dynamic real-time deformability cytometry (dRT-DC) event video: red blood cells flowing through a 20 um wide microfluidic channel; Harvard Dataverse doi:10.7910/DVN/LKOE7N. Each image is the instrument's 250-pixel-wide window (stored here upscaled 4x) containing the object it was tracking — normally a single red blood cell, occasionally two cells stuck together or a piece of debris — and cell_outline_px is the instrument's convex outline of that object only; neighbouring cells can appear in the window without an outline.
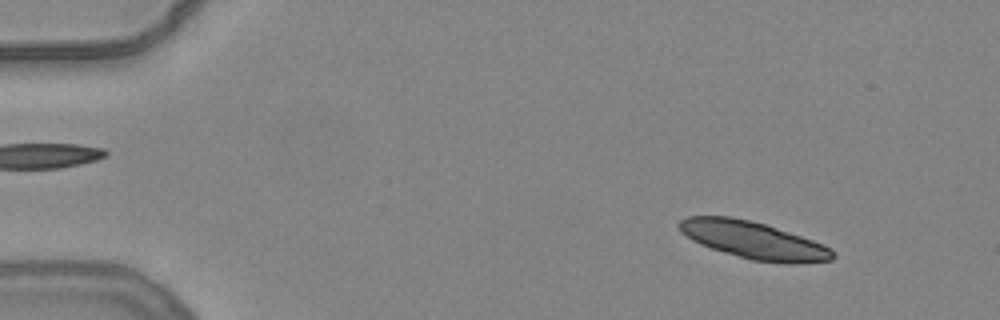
{"species": "common noctule bat (a hibernating species)", "species_latin": "Nyctalus noctula", "temperature_condition": "warm", "stored_images_in_passage": 22, "camera_frame_rate_fps": 3000, "um_per_image_px": 0.085, "animal": {"sex": "female", "body_mass_g": 24.6, "forearm_length_mm": 56.2}, "frame": {"image": 1, "passage_image": 6, "time_ms": 1.667, "image_size_px": [1000, 320], "cell_outline_px": [[836, 256], [832, 260], [796, 264], [788, 264], [752, 260], [724, 252], [700, 244], [692, 240], [680, 232], [676, 224], [680, 220], [688, 216], [732, 216], [768, 224], [824, 244], [832, 248], [836, 252]], "centroid_in_image_um": [64.07, 20.41], "position_along_channel_um": 20.9, "area_um2": 33.81}}